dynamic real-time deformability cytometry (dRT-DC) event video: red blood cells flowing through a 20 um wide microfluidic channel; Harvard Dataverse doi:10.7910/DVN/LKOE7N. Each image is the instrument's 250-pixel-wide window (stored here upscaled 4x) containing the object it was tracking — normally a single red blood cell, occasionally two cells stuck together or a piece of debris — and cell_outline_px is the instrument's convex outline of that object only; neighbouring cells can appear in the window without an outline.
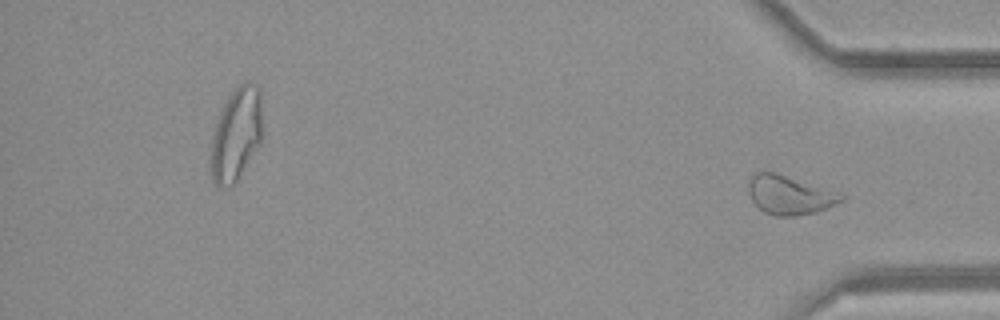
{"species": "common noctule bat (a hibernating species)", "species_latin": "Nyctalus noctula", "temperature_condition": "room temperature", "stored_images_in_passage": 39, "segment_of_instrument_passage": [2, 2], "camera_frame_rate_fps": 3000, "um_per_image_px": 0.085, "animal": {"sex": "female", "body_mass_g": 21.9}, "frame": {"image": 1, "passage_image": 39, "time_ms": 12.667, "image_size_px": [1000, 320], "cell_outline_px": [[844, 200], [816, 212], [796, 216], [776, 216], [764, 212], [752, 200], [748, 192], [748, 180], [752, 172], [776, 172], [844, 196]], "centroid_in_image_um": [67.01, 16.58], "position_along_channel_um": 368.2, "area_um2": 20.58}}